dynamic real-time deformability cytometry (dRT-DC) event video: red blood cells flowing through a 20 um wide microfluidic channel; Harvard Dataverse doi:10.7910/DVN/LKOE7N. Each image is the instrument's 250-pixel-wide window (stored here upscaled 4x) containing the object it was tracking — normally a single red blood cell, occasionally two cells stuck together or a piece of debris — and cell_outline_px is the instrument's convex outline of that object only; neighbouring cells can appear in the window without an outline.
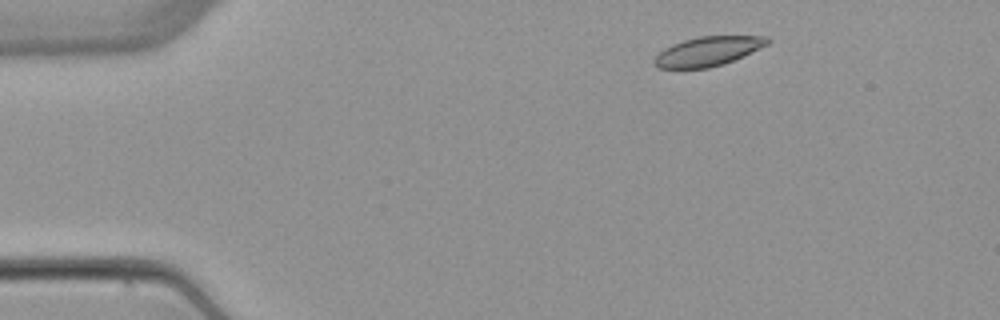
{"species": "common noctule bat (a hibernating species)", "species_latin": "Nyctalus noctula", "temperature_condition": "warm", "stored_images_in_passage": 3, "camera_frame_rate_fps": 3000, "um_per_image_px": 0.085, "animal": {"sex": "female", "body_mass_g": 22.7, "forearm_length_mm": 54.2}, "frame": {"image": 1, "passage_image": 1, "time_ms": 0.0, "image_size_px": [1000, 320], "cell_outline_px": [[772, 40], [768, 44], [744, 56], [724, 64], [708, 68], [656, 68], [652, 64], [652, 60], [664, 48], [672, 44], [684, 40], [700, 36], [768, 36]], "centroid_in_image_um": [60.17, 4.36], "position_along_channel_um": 24.8, "area_um2": 19.48}}